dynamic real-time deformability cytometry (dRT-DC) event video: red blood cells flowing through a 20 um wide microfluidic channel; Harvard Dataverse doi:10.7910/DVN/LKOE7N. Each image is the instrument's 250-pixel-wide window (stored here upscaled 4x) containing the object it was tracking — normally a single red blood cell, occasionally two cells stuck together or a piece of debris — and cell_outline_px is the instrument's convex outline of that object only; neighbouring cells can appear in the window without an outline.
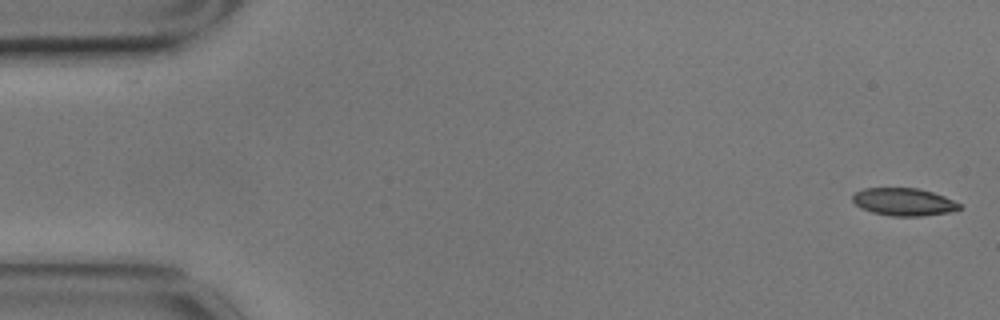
{"species": "common noctule bat (a hibernating species)", "species_latin": "Nyctalus noctula", "temperature_condition": "cold", "stored_images_in_passage": 57, "camera_frame_rate_fps": 3000, "um_per_image_px": 0.085, "animal": {"sex": "male", "body_mass_g": 17.9}, "frame": {"image": 1, "passage_image": 1, "time_ms": 0.0, "image_size_px": [1000, 320], "cell_outline_px": [[964, 208], [948, 212], [920, 216], [892, 216], [872, 212], [860, 208], [852, 200], [852, 196], [856, 192], [864, 188], [916, 188], [932, 192], [944, 196], [960, 204]], "centroid_in_image_um": [76.81, 17.16], "position_along_channel_um": 8.2, "area_um2": 17.11}}
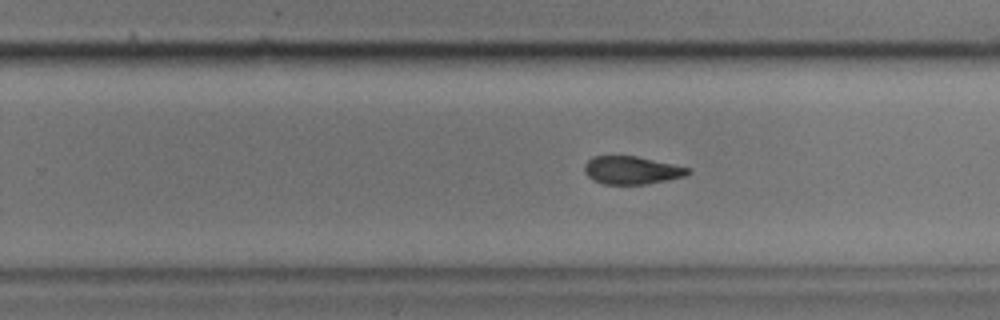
{"frame": {"image": 2, "passage_image": 35, "time_ms": 11.333, "image_size_px": [1000, 320], "cell_outline_px": [[692, 172], [684, 176], [668, 180], [644, 184], [604, 184], [592, 180], [584, 172], [584, 164], [592, 156], [636, 156], [692, 168]], "centroid_in_image_um": [53.69, 14.47], "position_along_channel_um": 276.1, "area_um2": 16.94}}
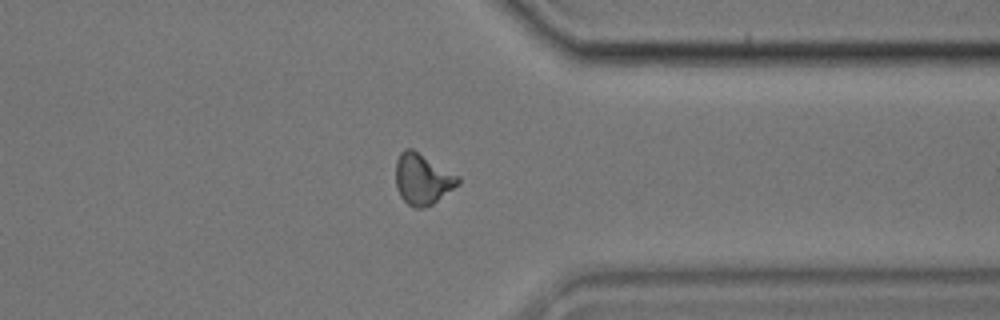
{"frame": {"image": 3, "passage_image": 44, "time_ms": 14.333, "image_size_px": [1000, 320], "cell_outline_px": [[460, 184], [432, 204], [424, 208], [416, 208], [408, 204], [400, 196], [396, 188], [396, 160], [400, 152], [404, 148], [412, 148], [460, 176]], "centroid_in_image_um": [35.91, 15.21], "position_along_channel_um": 375.5, "area_um2": 18.61}, "authors_computed_cell_mechanics": {"area_um2": 18.207, "velocity_mm_per_s": 3.4796, "shape_relaxation_time_tau1_ms": 4.9686, "shape_relaxation_time_tau2_ms": 4.4401, "deformation_change_tau1": 0.1052, "deformation_change_tau2": 0.0968}}